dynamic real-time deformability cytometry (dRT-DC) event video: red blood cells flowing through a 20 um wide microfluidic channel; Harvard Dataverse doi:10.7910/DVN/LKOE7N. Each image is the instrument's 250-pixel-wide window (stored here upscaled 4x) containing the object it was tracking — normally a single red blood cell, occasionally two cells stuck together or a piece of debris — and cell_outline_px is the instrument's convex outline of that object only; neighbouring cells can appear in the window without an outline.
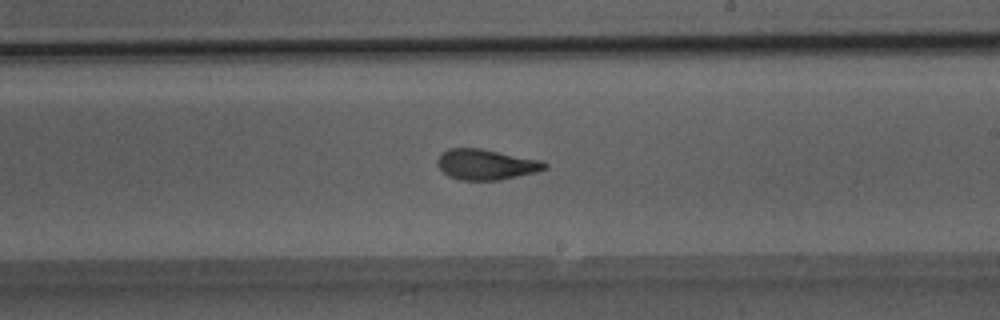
{"species": "Egyptian fruit bat (a non-hibernating species)", "species_latin": "Rousettus aegyptiacus", "temperature_condition": "room temperature", "stored_images_in_passage": 51, "camera_frame_rate_fps": 3000, "um_per_image_px": 0.085, "animal": {"sex": "male"}, "frame": {"image": 1, "passage_image": 30, "time_ms": 9.667, "image_size_px": [1000, 320], "cell_outline_px": [[548, 168], [536, 172], [500, 180], [460, 180], [448, 176], [436, 164], [436, 160], [448, 148], [480, 148], [540, 160], [548, 164]], "centroid_in_image_um": [41.31, 13.98], "position_along_channel_um": 247.7, "area_um2": 19.02}}
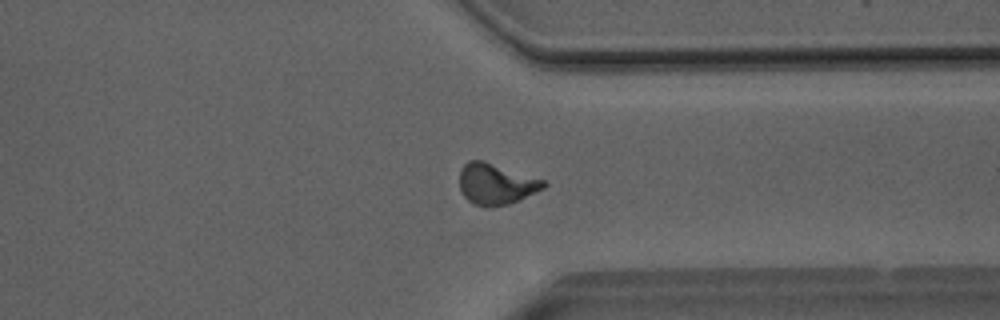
{"frame": {"image": 2, "passage_image": 39, "time_ms": 12.667, "image_size_px": [1000, 320], "cell_outline_px": [[548, 184], [544, 188], [508, 204], [484, 208], [468, 200], [460, 192], [460, 168], [468, 160], [484, 160], [544, 180]], "centroid_in_image_um": [42.13, 15.63], "position_along_channel_um": 369.3, "area_um2": 20.06}}
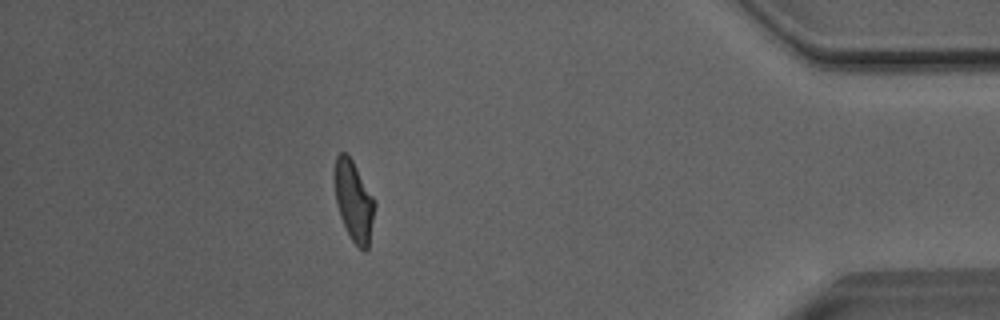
{"frame": {"image": 3, "passage_image": 45, "time_ms": 14.667, "image_size_px": [1000, 320], "cell_outline_px": [[376, 204], [368, 248], [364, 252], [352, 240], [340, 216], [336, 204], [336, 156], [340, 152], [344, 152], [352, 160], [376, 200]], "centroid_in_image_um": [30.11, 17.11], "position_along_channel_um": 405.1, "area_um2": 18.38}, "authors_computed_cell_mechanics": {"area_um2": 19.3052, "velocity_mm_per_s": 4.072, "shape_relaxation_time_tau1_ms": 5.0259, "shape_relaxation_time_tau2_ms": 1.3, "deformation_change_tau1": 0.1901, "deformation_change_tau2": 0.0825}}